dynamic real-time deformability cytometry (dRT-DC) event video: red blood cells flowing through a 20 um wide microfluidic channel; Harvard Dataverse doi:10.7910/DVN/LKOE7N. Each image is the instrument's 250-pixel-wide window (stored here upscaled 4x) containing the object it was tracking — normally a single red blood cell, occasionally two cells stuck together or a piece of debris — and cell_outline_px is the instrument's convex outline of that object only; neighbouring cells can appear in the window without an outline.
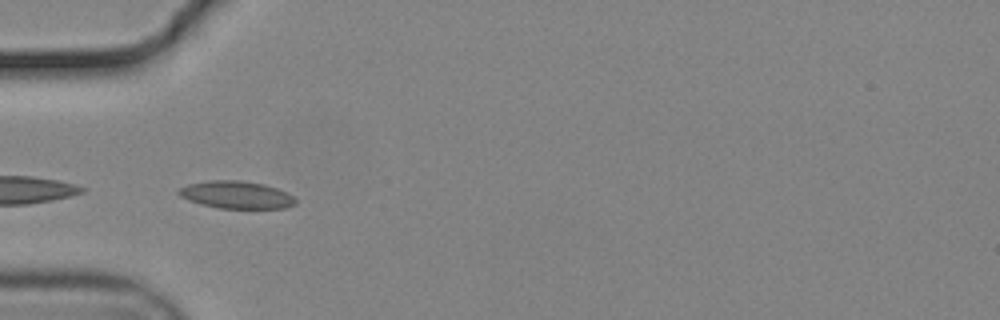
{"species": "common noctule bat (a hibernating species)", "species_latin": "Nyctalus noctula", "temperature_condition": "cold", "stored_images_in_passage": 33, "camera_frame_rate_fps": 3000, "um_per_image_px": 0.085, "animal": {"sex": "male", "body_mass_g": 19.2, "forearm_length_mm": 51.8}, "frame": {"image": 1, "passage_image": 19, "time_ms": 6.0, "image_size_px": [1000, 320], "cell_outline_px": [[296, 204], [284, 208], [220, 208], [200, 204], [188, 200], [180, 196], [176, 192], [180, 188], [188, 184], [208, 180], [240, 180], [264, 184], [276, 188], [292, 196], [296, 200]], "centroid_in_image_um": [20.05, 16.55], "position_along_channel_um": 64.9, "area_um2": 18.61}}
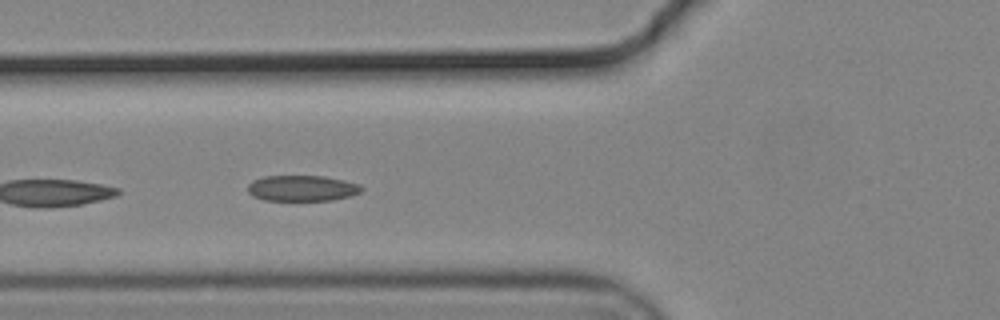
{"frame": {"image": 2, "passage_image": 22, "time_ms": 7.0, "image_size_px": [1000, 320], "cell_outline_px": [[364, 188], [360, 192], [352, 196], [332, 200], [264, 200], [252, 196], [248, 192], [248, 184], [252, 180], [264, 176], [324, 176], [344, 180], [360, 184]], "centroid_in_image_um": [25.68, 16.0], "position_along_channel_um": 100.1, "area_um2": 17.22}}